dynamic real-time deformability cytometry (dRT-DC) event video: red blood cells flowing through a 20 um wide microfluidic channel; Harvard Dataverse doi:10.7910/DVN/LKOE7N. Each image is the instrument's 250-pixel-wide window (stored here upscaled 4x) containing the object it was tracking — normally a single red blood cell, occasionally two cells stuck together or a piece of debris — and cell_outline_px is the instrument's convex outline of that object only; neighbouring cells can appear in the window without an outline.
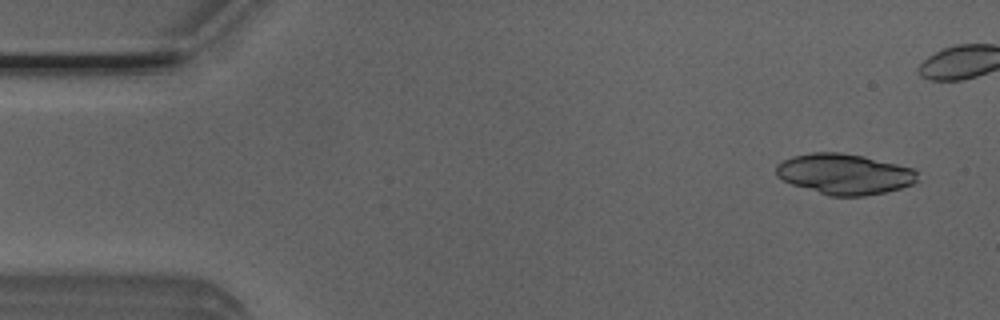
{"species": "Egyptian fruit bat (a non-hibernating species)", "species_latin": "Rousettus aegyptiacus", "temperature_condition": "room temperature", "stored_images_in_passage": 5, "camera_frame_rate_fps": 3000, "um_per_image_px": 0.085, "animal": {"sex": "male"}, "frame": {"image": 1, "passage_image": 1, "time_ms": 0.0, "image_size_px": [1000, 320], "cell_outline_px": [[916, 180], [912, 184], [900, 188], [884, 192], [864, 196], [828, 196], [792, 184], [776, 176], [776, 164], [792, 156], [812, 152], [840, 152], [864, 156], [912, 168], [916, 172]], "centroid_in_image_um": [71.73, 14.79], "position_along_channel_um": 13.3, "area_um2": 33.29}}